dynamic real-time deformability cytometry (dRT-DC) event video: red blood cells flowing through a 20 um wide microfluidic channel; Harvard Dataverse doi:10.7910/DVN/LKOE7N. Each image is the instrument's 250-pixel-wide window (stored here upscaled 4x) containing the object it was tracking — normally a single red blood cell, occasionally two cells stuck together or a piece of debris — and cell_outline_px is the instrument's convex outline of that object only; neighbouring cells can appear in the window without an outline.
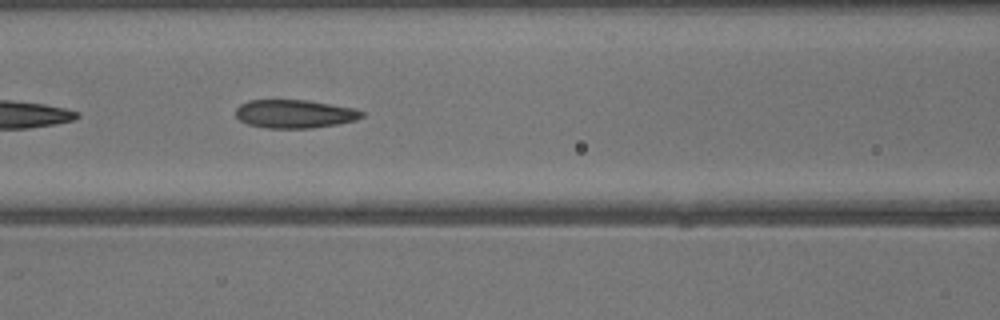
{"species": "common noctule bat (a hibernating species)", "species_latin": "Nyctalus noctula", "temperature_condition": "warm", "stored_images_in_passage": 31, "camera_frame_rate_fps": 3000, "um_per_image_px": 0.085, "animal": {"sex": "male", "body_mass_g": 13.3}, "frame": {"image": 1, "passage_image": 18, "time_ms": 5.667, "image_size_px": [1000, 320], "cell_outline_px": [[364, 116], [356, 120], [336, 124], [312, 128], [268, 128], [248, 124], [240, 120], [236, 116], [236, 108], [240, 104], [248, 100], [308, 100], [356, 108], [364, 112]], "centroid_in_image_um": [25.06, 9.67], "position_along_channel_um": 141.5, "area_um2": 20.92}}